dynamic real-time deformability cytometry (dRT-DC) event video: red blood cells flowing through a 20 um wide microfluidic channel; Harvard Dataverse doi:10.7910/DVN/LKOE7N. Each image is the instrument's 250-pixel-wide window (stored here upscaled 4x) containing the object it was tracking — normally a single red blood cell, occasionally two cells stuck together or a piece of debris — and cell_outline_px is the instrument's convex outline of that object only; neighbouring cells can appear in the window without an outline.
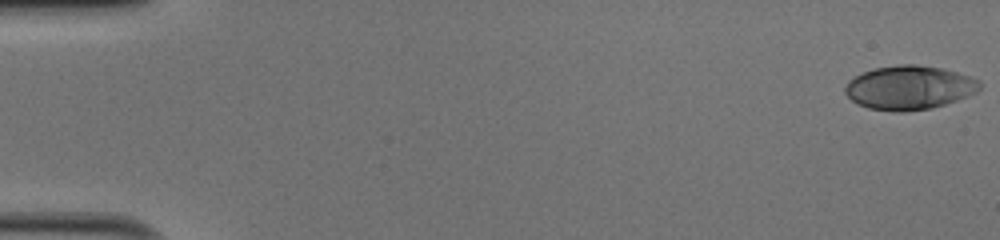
{"species": "human", "species_latin": "Homo sapiens", "temperature_condition": "cold", "stored_images_in_passage": 51, "camera_frame_rate_fps": 3000, "um_per_image_px": 0.085, "donor": {"sex": "male"}, "frame": {"image": 1, "passage_image": 1, "time_ms": 0.0, "image_size_px": [1000, 240], "cell_outline_px": [[980, 88], [976, 92], [968, 96], [932, 108], [904, 112], [896, 112], [868, 108], [852, 100], [844, 92], [844, 88], [848, 80], [872, 68], [896, 64], [916, 64], [944, 68], [980, 80]], "centroid_in_image_um": [77.28, 7.44], "position_along_channel_um": 7.7, "area_um2": 34.56}}
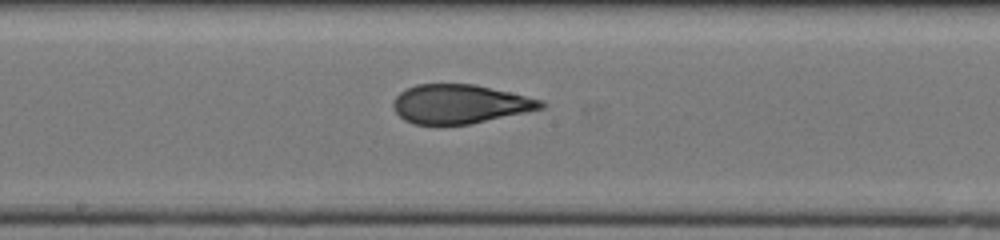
{"frame": {"image": 2, "passage_image": 28, "time_ms": 9.0, "image_size_px": [1000, 240], "cell_outline_px": [[548, 104], [544, 108], [472, 124], [412, 124], [404, 120], [396, 112], [392, 104], [392, 100], [400, 92], [416, 84], [476, 84], [544, 100]], "centroid_in_image_um": [39.11, 8.84], "position_along_channel_um": 209.1, "area_um2": 33.76}}
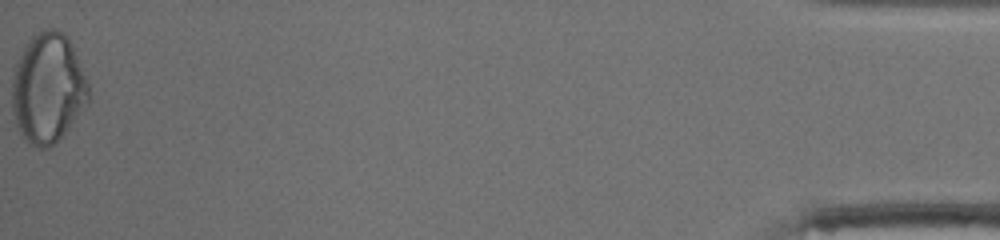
{"frame": {"image": 3, "passage_image": 51, "time_ms": 16.667, "image_size_px": [1000, 240], "cell_outline_px": [[88, 104], [68, 128], [48, 148], [36, 148], [28, 144], [20, 132], [16, 124], [12, 108], [12, 76], [16, 64], [24, 44], [36, 32], [48, 28], [56, 28], [64, 32], [72, 44], [88, 84]], "centroid_in_image_um": [4.05, 7.47], "position_along_channel_um": 431.1, "area_um2": 49.01}, "authors_computed_cell_mechanics": {"area_um2": 34.2176, "velocity_mm_per_s": 4.1067, "shape_relaxation_time_tau1_ms": 6.8519, "shape_relaxation_time_tau2_ms": 1.2786, "deformation_change_tau1": 0.2268, "deformation_change_tau2": 0.0716}}